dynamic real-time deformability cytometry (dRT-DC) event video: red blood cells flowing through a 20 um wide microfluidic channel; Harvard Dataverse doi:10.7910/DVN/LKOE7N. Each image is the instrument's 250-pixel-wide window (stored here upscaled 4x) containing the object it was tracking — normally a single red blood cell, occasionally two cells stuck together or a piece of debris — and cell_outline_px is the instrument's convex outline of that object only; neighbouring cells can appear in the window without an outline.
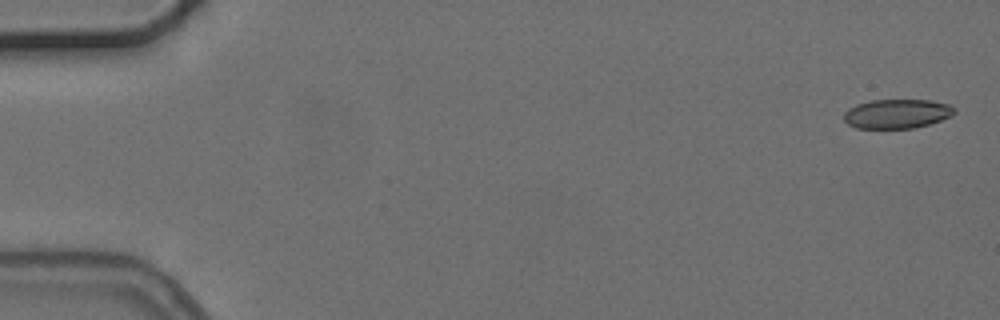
{"species": "common noctule bat (a hibernating species)", "species_latin": "Nyctalus noctula", "temperature_condition": "cold", "stored_images_in_passage": 4, "camera_frame_rate_fps": 3000, "um_per_image_px": 0.085, "animal": {"sex": "female", "body_mass_g": 24.6, "forearm_length_mm": 56.2}, "frame": {"image": 1, "passage_image": 1, "time_ms": 0.0, "image_size_px": [1000, 320], "cell_outline_px": [[956, 112], [952, 116], [928, 124], [912, 128], [856, 128], [848, 124], [844, 120], [844, 112], [848, 108], [856, 104], [872, 100], [932, 100], [948, 104], [956, 108]], "centroid_in_image_um": [76.24, 9.66], "position_along_channel_um": 8.8, "area_um2": 18.9}}